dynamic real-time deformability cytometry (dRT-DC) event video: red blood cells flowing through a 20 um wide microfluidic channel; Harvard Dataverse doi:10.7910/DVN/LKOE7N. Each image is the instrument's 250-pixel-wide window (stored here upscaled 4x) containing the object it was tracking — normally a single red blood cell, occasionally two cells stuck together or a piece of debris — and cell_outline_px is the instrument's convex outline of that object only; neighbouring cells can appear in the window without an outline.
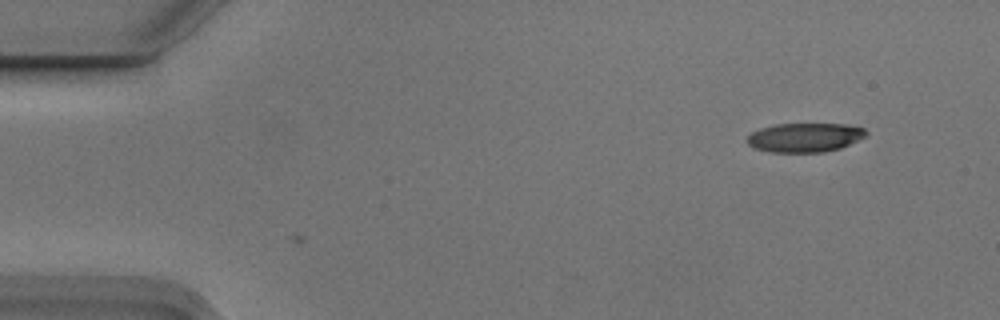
{"species": "Egyptian fruit bat (a non-hibernating species)", "species_latin": "Rousettus aegyptiacus", "temperature_condition": "cold", "stored_images_in_passage": 4, "camera_frame_rate_fps": 3000, "um_per_image_px": 0.085, "animal": {"sex": "male"}, "frame": {"image": 1, "passage_image": 1, "time_ms": 0.0, "image_size_px": [1000, 320], "cell_outline_px": [[868, 136], [840, 148], [824, 152], [768, 152], [752, 148], [744, 140], [752, 132], [760, 128], [776, 124], [848, 124], [864, 128], [868, 132]], "centroid_in_image_um": [68.4, 11.69], "position_along_channel_um": 16.6, "area_um2": 20.46}}